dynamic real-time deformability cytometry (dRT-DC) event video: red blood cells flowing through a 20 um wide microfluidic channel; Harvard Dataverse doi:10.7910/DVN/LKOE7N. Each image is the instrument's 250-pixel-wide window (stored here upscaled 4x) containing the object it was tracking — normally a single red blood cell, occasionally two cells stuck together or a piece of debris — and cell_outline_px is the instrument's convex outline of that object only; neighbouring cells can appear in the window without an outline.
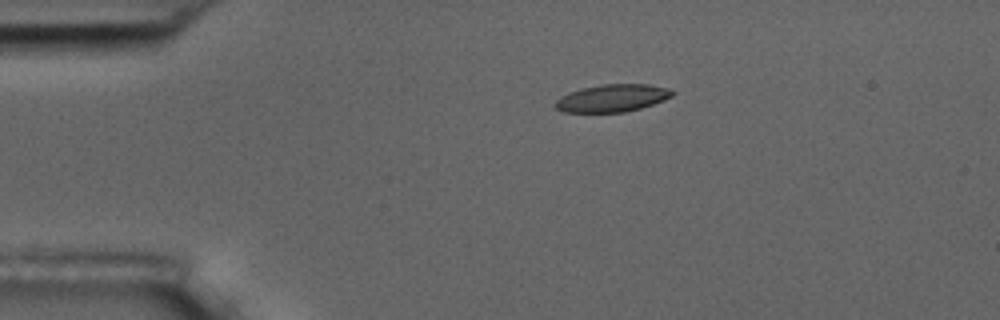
{"species": "common noctule bat (a hibernating species)", "species_latin": "Nyctalus noctula", "temperature_condition": "room temperature", "stored_images_in_passage": 3, "camera_frame_rate_fps": 3000, "um_per_image_px": 0.085, "animal": {"sex": "male", "body_mass_g": 17.5, "forearm_length_mm": 52.3}, "frame": {"image": 1, "passage_image": 1, "time_ms": 0.0, "image_size_px": [1000, 320], "cell_outline_px": [[676, 92], [672, 96], [664, 100], [640, 108], [624, 112], [564, 112], [556, 108], [552, 104], [560, 96], [568, 92], [584, 88], [604, 84], [648, 84], [668, 88]], "centroid_in_image_um": [52.03, 8.34], "position_along_channel_um": 33.0, "area_um2": 18.73}}
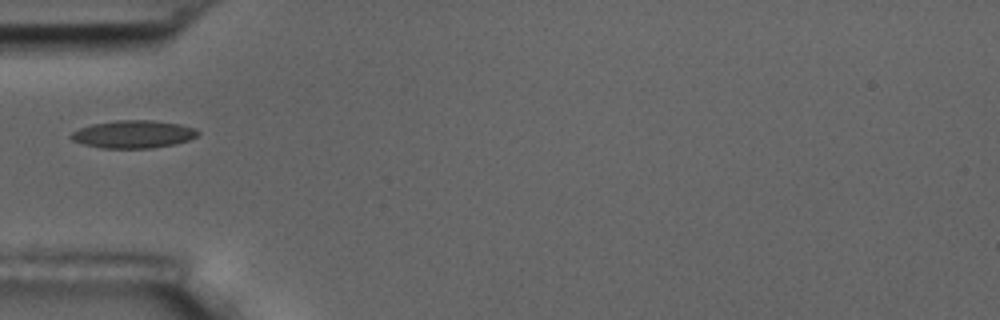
{"frame": {"image": 2, "passage_image": 3, "time_ms": 2.333, "image_size_px": [1000, 320], "cell_outline_px": [[200, 132], [196, 136], [188, 140], [176, 144], [152, 148], [100, 148], [84, 144], [72, 140], [68, 136], [72, 132], [80, 128], [92, 124], [116, 120], [152, 120], [180, 124], [196, 128]], "centroid_in_image_um": [11.34, 11.41], "position_along_channel_um": 73.7, "area_um2": 20.58}}